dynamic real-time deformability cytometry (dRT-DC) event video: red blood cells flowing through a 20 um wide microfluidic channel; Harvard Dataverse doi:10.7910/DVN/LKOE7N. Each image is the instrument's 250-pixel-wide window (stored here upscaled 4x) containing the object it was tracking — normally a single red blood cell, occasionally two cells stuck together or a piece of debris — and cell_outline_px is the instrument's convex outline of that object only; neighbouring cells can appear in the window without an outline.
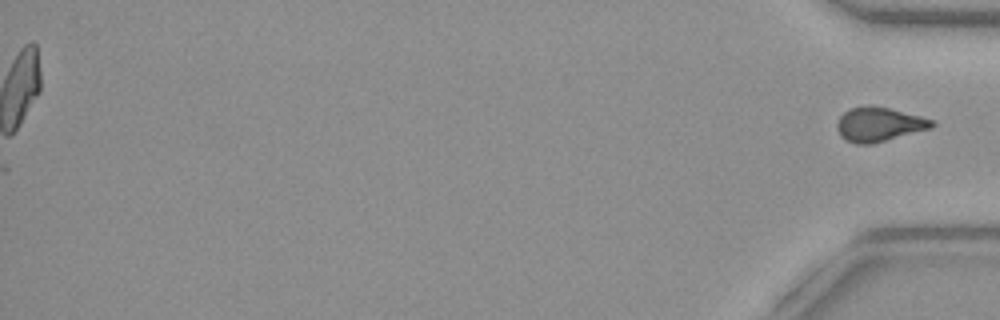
{"species": "common noctule bat (a hibernating species)", "species_latin": "Nyctalus noctula", "temperature_condition": "warm", "stored_images_in_passage": 50, "segment_of_instrument_passage": [2, 2], "camera_frame_rate_fps": 3000, "um_per_image_px": 0.085, "animal": {"sex": "female", "body_mass_g": 29.2, "forearm_length_mm": 56.3}, "frame": {"image": 1, "passage_image": 50, "time_ms": 16.333, "image_size_px": [1000, 320], "cell_outline_px": [[936, 124], [932, 128], [872, 144], [856, 144], [844, 140], [840, 136], [836, 128], [836, 124], [840, 116], [844, 112], [852, 108], [888, 108], [936, 120]], "centroid_in_image_um": [74.73, 10.62], "position_along_channel_um": 360.5, "area_um2": 18.61}}